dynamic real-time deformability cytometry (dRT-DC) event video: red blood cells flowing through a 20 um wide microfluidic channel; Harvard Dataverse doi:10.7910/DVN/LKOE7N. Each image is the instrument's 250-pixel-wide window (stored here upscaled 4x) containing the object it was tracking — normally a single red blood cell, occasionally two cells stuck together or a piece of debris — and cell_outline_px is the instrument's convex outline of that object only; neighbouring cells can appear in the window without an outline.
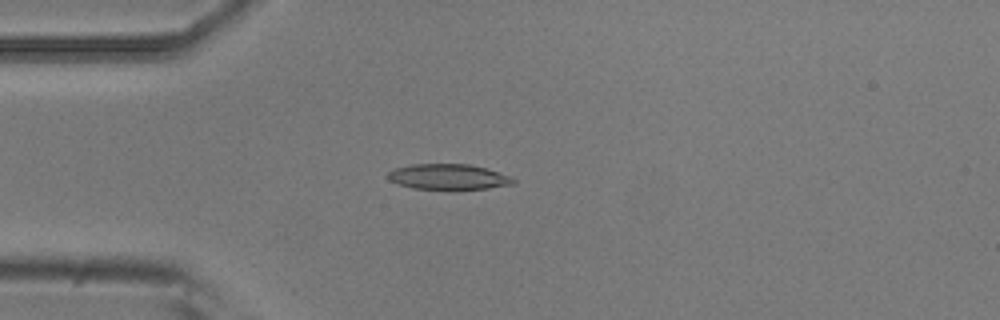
{"species": "common noctule bat (a hibernating species)", "species_latin": "Nyctalus noctula", "temperature_condition": "room temperature", "stored_images_in_passage": 3, "camera_frame_rate_fps": 3000, "um_per_image_px": 0.085, "animal": {"sex": "male", "body_mass_g": 20.5, "forearm_length_mm": 52.5}, "frame": {"image": 1, "passage_image": 3, "time_ms": 0.667, "image_size_px": [1000, 320], "cell_outline_px": [[516, 184], [488, 188], [412, 188], [388, 180], [388, 172], [396, 168], [412, 164], [468, 164], [484, 168], [508, 176], [516, 180]], "centroid_in_image_um": [38.09, 15.02], "position_along_channel_um": 46.9, "area_um2": 18.09}}